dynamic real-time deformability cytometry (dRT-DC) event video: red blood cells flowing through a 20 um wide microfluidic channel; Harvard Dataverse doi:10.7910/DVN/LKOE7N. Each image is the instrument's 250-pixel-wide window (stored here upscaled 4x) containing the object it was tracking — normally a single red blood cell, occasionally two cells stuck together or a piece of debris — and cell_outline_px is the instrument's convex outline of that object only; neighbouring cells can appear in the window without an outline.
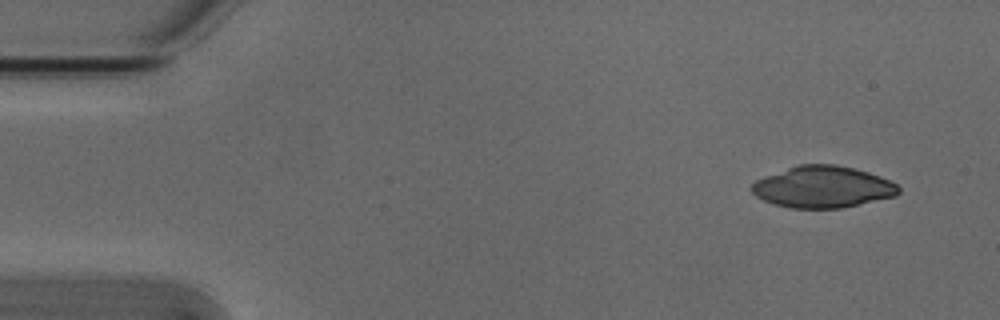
{"species": "Egyptian fruit bat (a non-hibernating species)", "species_latin": "Rousettus aegyptiacus", "temperature_condition": "cold", "stored_images_in_passage": 5, "camera_frame_rate_fps": 3000, "um_per_image_px": 0.085, "animal": {"sex": "male"}, "frame": {"image": 1, "passage_image": 1, "time_ms": 0.0, "image_size_px": [1000, 320], "cell_outline_px": [[900, 192], [896, 196], [840, 208], [792, 208], [776, 204], [764, 200], [756, 196], [752, 192], [752, 184], [756, 180], [796, 164], [836, 164], [868, 172], [880, 176], [896, 184], [900, 188]], "centroid_in_image_um": [69.94, 15.88], "position_along_channel_um": 15.1, "area_um2": 35.37}}